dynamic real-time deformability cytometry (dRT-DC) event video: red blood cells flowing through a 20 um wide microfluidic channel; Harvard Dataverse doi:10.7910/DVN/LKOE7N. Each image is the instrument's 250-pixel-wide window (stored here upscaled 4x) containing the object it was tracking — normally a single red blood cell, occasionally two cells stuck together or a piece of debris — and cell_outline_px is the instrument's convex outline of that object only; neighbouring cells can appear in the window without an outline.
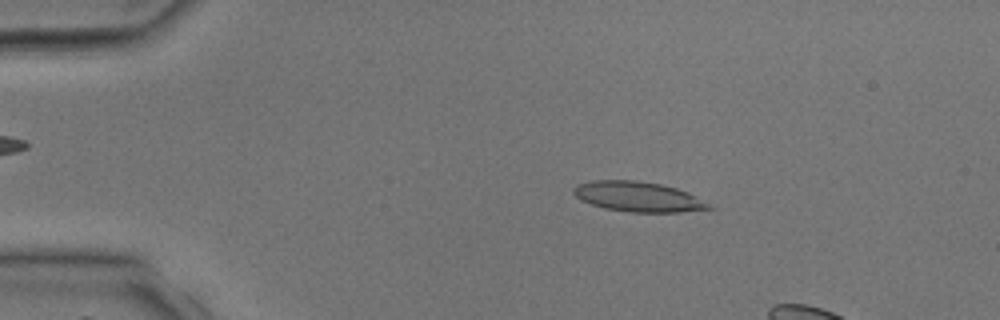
{"species": "common noctule bat (a hibernating species)", "species_latin": "Nyctalus noctula", "temperature_condition": "room temperature", "stored_images_in_passage": 8, "camera_frame_rate_fps": 3000, "um_per_image_px": 0.085, "animal": {"sex": "male", "body_mass_g": 17.9, "forearm_length_mm": 54.2}, "frame": {"image": 1, "passage_image": 3, "time_ms": 0.667, "image_size_px": [1000, 320], "cell_outline_px": [[716, 208], [680, 212], [628, 212], [604, 208], [580, 200], [572, 192], [572, 188], [576, 184], [592, 180], [636, 180], [660, 184], [676, 188], [688, 192]], "centroid_in_image_um": [54.2, 16.71], "position_along_channel_um": 30.8, "area_um2": 23.76}}